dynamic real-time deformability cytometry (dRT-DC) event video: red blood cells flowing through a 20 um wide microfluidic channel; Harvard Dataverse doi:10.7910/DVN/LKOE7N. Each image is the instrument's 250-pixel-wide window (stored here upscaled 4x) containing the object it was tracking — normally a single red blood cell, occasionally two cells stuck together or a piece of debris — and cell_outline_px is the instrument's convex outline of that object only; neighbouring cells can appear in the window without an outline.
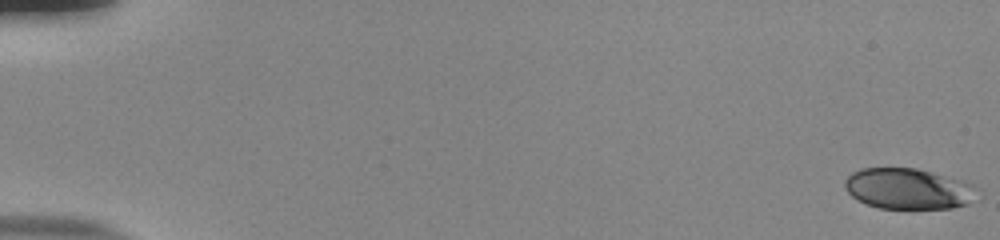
{"species": "human", "species_latin": "Homo sapiens", "temperature_condition": "room temperature", "stored_images_in_passage": 50, "camera_frame_rate_fps": 3000, "um_per_image_px": 0.085, "donor": {"sex": "male"}, "frame": {"image": 1, "passage_image": 1, "time_ms": 0.0, "image_size_px": [1000, 240], "cell_outline_px": [[984, 196], [980, 200], [968, 204], [952, 208], [880, 208], [856, 200], [848, 192], [844, 184], [844, 180], [852, 172], [860, 168], [916, 168], [972, 184], [980, 188]], "centroid_in_image_um": [77.3, 16.06], "position_along_channel_um": 7.7, "area_um2": 31.91}}
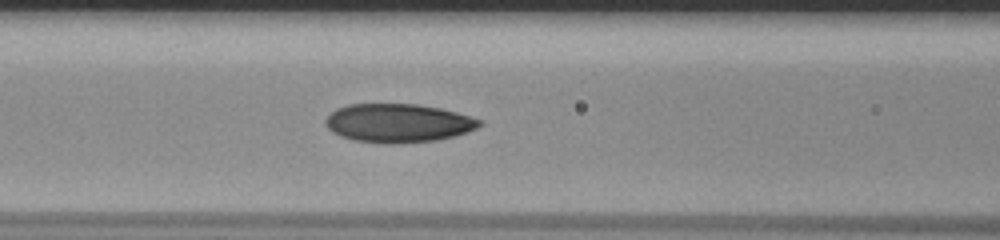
{"frame": {"image": 2, "passage_image": 25, "time_ms": 8.0, "image_size_px": [1000, 240], "cell_outline_px": [[484, 124], [468, 132], [456, 136], [436, 140], [396, 144], [388, 144], [352, 140], [340, 136], [332, 132], [324, 124], [324, 120], [336, 108], [348, 104], [420, 104], [440, 108], [456, 112], [484, 120]], "centroid_in_image_um": [33.86, 10.46], "position_along_channel_um": 132.7, "area_um2": 35.08}}
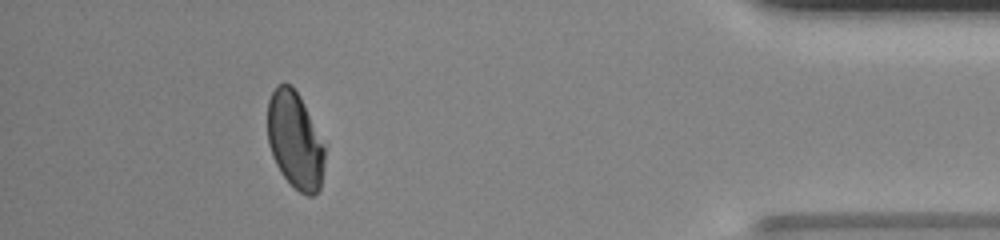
{"frame": {"image": 3, "passage_image": 50, "time_ms": 16.333, "image_size_px": [1000, 240], "cell_outline_px": [[324, 164], [320, 188], [312, 196], [308, 196], [300, 192], [280, 172], [272, 156], [268, 144], [268, 100], [276, 84], [292, 84], [300, 96], [324, 148]], "centroid_in_image_um": [25.04, 11.92], "position_along_channel_um": 410.2, "area_um2": 31.79}, "authors_computed_cell_mechanics": {"area_um2": 34.0442, "velocity_mm_per_s": 3.875, "shape_relaxation_time_tau1_ms": 4.7022, "shape_relaxation_time_tau2_ms": 1.507, "deformation_change_tau1": 0.1586, "deformation_change_tau2": 0.0552}}